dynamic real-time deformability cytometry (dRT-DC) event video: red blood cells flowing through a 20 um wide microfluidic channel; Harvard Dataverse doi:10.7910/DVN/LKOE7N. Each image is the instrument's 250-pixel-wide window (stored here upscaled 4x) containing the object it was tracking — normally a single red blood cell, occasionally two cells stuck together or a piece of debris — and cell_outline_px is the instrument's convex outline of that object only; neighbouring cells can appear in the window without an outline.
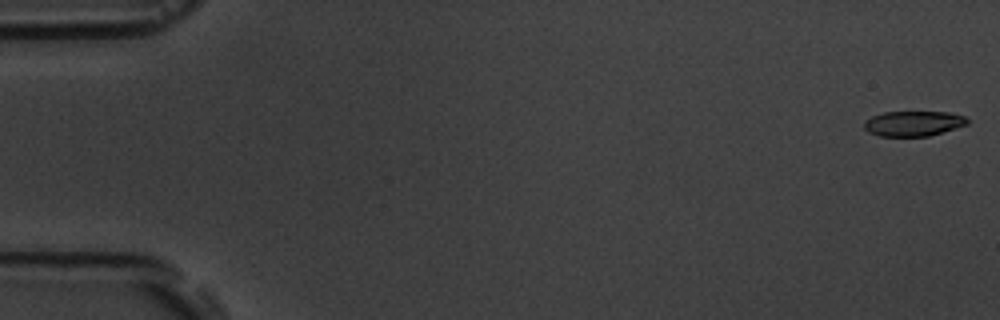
{"species": "common noctule bat (a hibernating species)", "species_latin": "Nyctalus noctula", "temperature_condition": "room temperature", "stored_images_in_passage": 10, "camera_frame_rate_fps": 3000, "um_per_image_px": 0.085, "animal": {"sex": "male", "body_mass_g": 19.5, "forearm_length_mm": 54.6}, "frame": {"image": 1, "passage_image": 1, "time_ms": 0.0, "image_size_px": [1000, 320], "cell_outline_px": [[968, 124], [928, 136], [880, 136], [868, 132], [864, 128], [864, 120], [872, 116], [884, 112], [948, 112], [964, 116], [968, 120]], "centroid_in_image_um": [77.6, 10.49], "position_along_channel_um": 7.4, "area_um2": 15.03}}
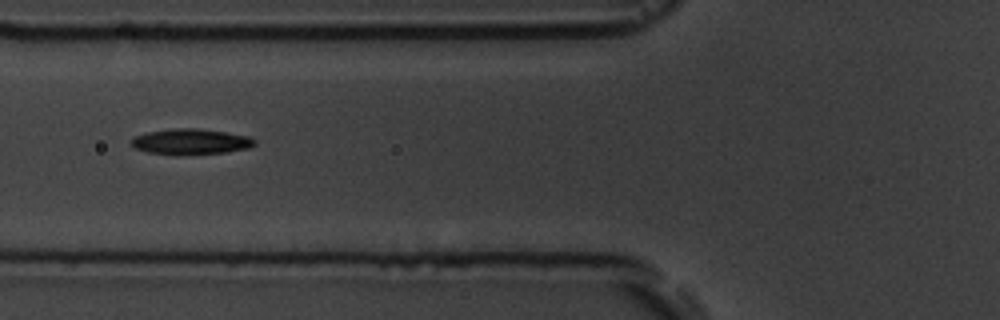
{"frame": {"image": 2, "passage_image": 7, "time_ms": 6.667, "image_size_px": [1000, 320], "cell_outline_px": [[256, 144], [248, 148], [228, 152], [176, 156], [148, 152], [136, 148], [132, 144], [132, 136], [148, 132], [172, 128], [200, 128], [248, 136], [256, 140]], "centroid_in_image_um": [16.21, 12.05], "position_along_channel_um": 109.6, "area_um2": 18.67}}
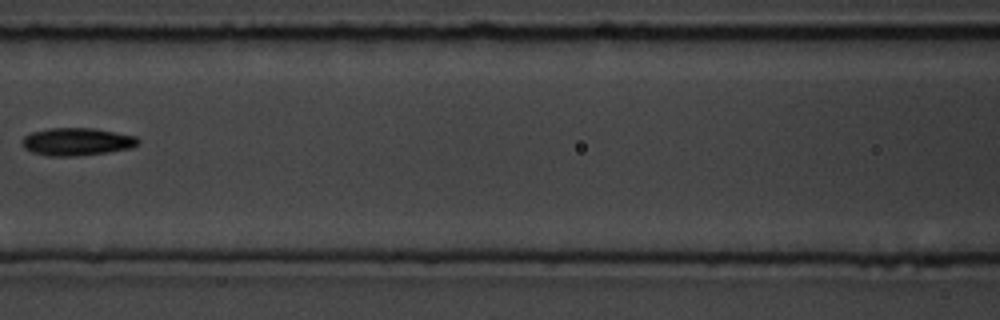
{"frame": {"image": 3, "passage_image": 8, "time_ms": 8.0, "image_size_px": [1000, 320], "cell_outline_px": [[140, 144], [132, 148], [108, 152], [76, 156], [52, 156], [32, 152], [24, 148], [20, 144], [20, 140], [24, 136], [32, 132], [48, 128], [92, 128], [116, 132], [136, 136], [140, 140]], "centroid_in_image_um": [6.53, 12.04], "position_along_channel_um": 160.1, "area_um2": 18.9}}